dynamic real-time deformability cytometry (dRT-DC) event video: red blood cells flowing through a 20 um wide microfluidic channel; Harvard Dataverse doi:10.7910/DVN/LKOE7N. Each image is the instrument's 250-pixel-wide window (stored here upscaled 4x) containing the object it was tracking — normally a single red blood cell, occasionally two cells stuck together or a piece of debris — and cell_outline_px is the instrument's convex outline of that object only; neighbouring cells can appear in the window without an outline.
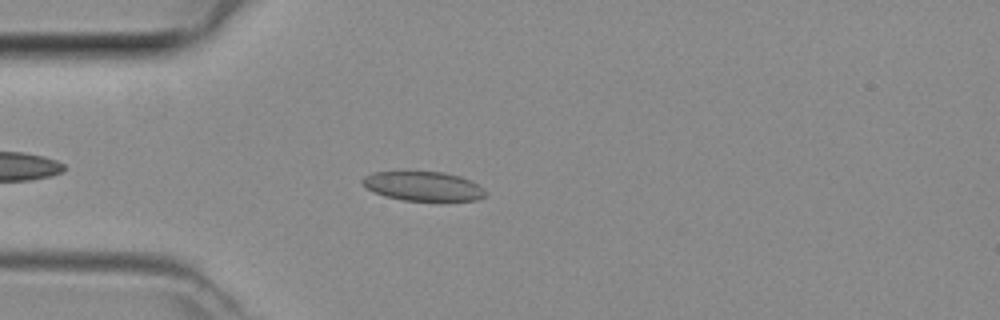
{"species": "common noctule bat (a hibernating species)", "species_latin": "Nyctalus noctula", "temperature_condition": "room temperature", "stored_images_in_passage": 34, "camera_frame_rate_fps": 3000, "um_per_image_px": 0.085, "animal": {"sex": "female", "body_mass_g": 29.2, "forearm_length_mm": 56.3}, "frame": {"image": 1, "passage_image": 2, "time_ms": 0.333, "image_size_px": [1000, 320], "cell_outline_px": [[484, 196], [476, 200], [404, 200], [384, 196], [360, 184], [360, 180], [364, 176], [372, 172], [444, 172], [460, 176], [476, 184], [484, 192]], "centroid_in_image_um": [35.89, 15.81], "position_along_channel_um": 49.1, "area_um2": 20.58}}
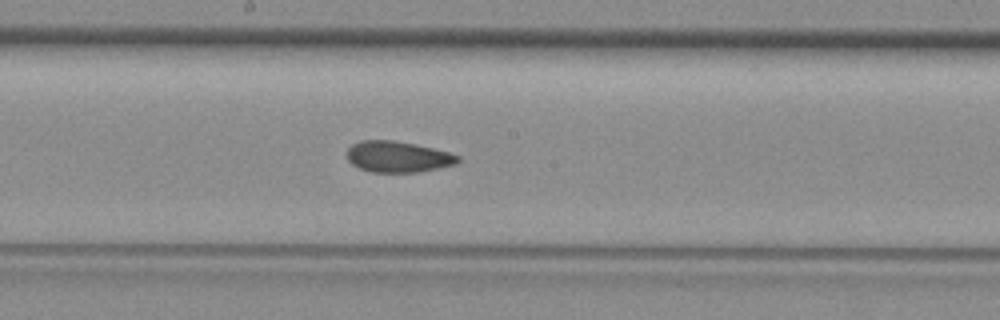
{"frame": {"image": 2, "passage_image": 14, "time_ms": 4.333, "image_size_px": [1000, 320], "cell_outline_px": [[460, 160], [456, 164], [440, 168], [420, 172], [372, 172], [360, 168], [352, 164], [348, 160], [348, 148], [352, 144], [360, 140], [392, 140], [432, 148], [448, 152], [460, 156]], "centroid_in_image_um": [33.83, 13.33], "position_along_channel_um": 214.4, "area_um2": 20.0}}
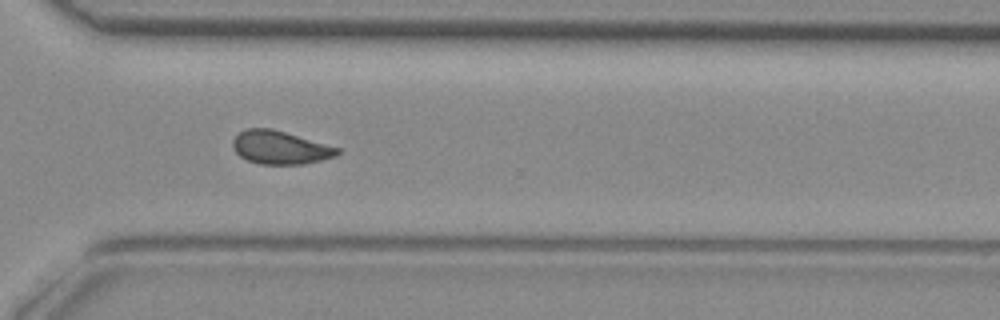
{"frame": {"image": 3, "passage_image": 23, "time_ms": 7.333, "image_size_px": [1000, 320], "cell_outline_px": [[340, 152], [336, 156], [304, 164], [260, 164], [248, 160], [240, 156], [232, 148], [232, 140], [244, 128], [272, 128], [340, 148]], "centroid_in_image_um": [23.79, 12.53], "position_along_channel_um": 346.8, "area_um2": 20.23}}